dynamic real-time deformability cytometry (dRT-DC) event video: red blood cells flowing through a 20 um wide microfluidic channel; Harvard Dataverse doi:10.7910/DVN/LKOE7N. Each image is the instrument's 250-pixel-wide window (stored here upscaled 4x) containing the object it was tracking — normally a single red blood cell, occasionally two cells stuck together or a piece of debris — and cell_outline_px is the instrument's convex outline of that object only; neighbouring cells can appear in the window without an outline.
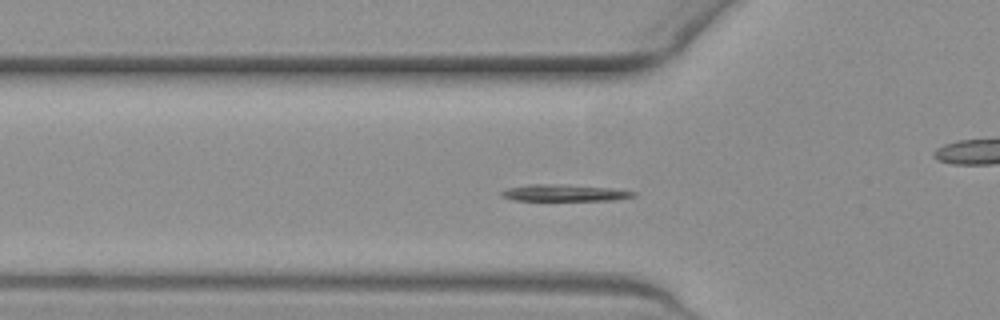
{"species": "common noctule bat (a hibernating species)", "species_latin": "Nyctalus noctula", "temperature_condition": "warm", "stored_images_in_passage": 40, "camera_frame_rate_fps": 3000, "um_per_image_px": 0.085, "animal": {"sex": "female", "body_mass_g": 19.3, "forearm_length_mm": 54.1}, "frame": {"image": 1, "passage_image": 2, "time_ms": 0.333, "image_size_px": [1000, 320], "cell_outline_px": [[636, 196], [612, 200], [512, 200], [500, 196], [500, 192], [508, 188], [528, 184], [556, 184], [612, 188], [636, 192]], "centroid_in_image_um": [47.93, 16.39], "position_along_channel_um": 77.9, "area_um2": 12.72}}
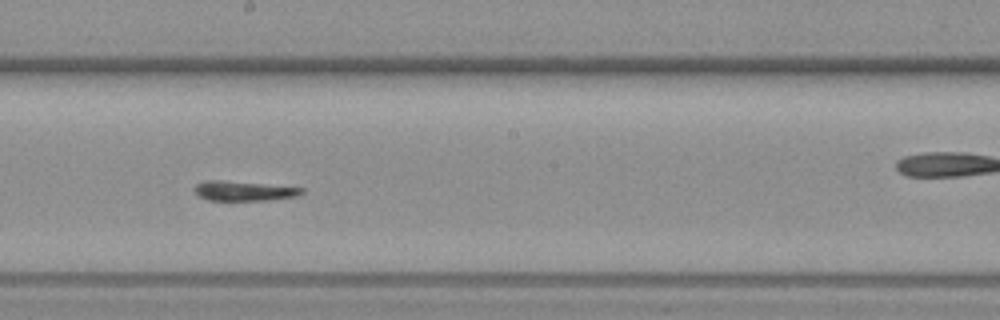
{"frame": {"image": 2, "passage_image": 14, "time_ms": 4.333, "image_size_px": [1000, 320], "cell_outline_px": [[304, 192], [296, 196], [268, 200], [208, 200], [200, 196], [192, 188], [196, 184], [204, 180], [216, 180], [304, 188]], "centroid_in_image_um": [20.68, 16.23], "position_along_channel_um": 227.5, "area_um2": 12.02}}
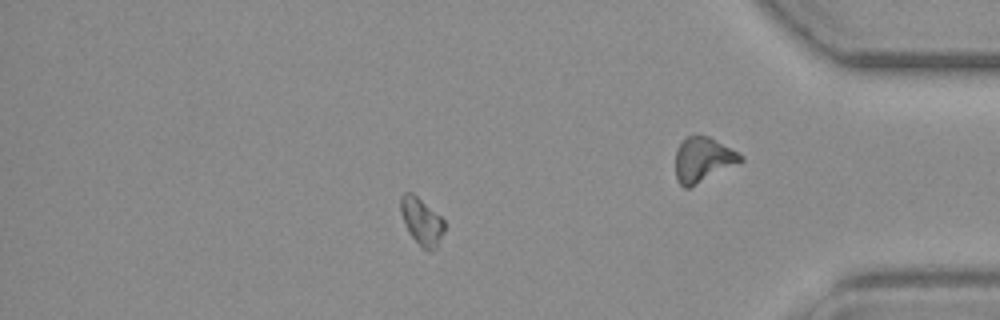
{"frame": {"image": 3, "passage_image": 31, "time_ms": 10.0, "image_size_px": [1000, 320], "cell_outline_px": [[444, 232], [436, 248], [428, 252], [420, 248], [408, 232], [400, 212], [400, 196], [404, 192], [412, 192], [440, 216], [444, 220]], "centroid_in_image_um": [35.82, 18.84], "position_along_channel_um": 399.4, "area_um2": 12.14}, "authors_computed_cell_mechanics": {"area_um2": 12.2825, "velocity_mm_per_s": 3.7358, "shape_relaxation_time_tau1_ms": null, "shape_relaxation_time_tau2_ms": 8.9718, "deformation_change_tau1": null, "deformation_change_tau2": 0.3203}}